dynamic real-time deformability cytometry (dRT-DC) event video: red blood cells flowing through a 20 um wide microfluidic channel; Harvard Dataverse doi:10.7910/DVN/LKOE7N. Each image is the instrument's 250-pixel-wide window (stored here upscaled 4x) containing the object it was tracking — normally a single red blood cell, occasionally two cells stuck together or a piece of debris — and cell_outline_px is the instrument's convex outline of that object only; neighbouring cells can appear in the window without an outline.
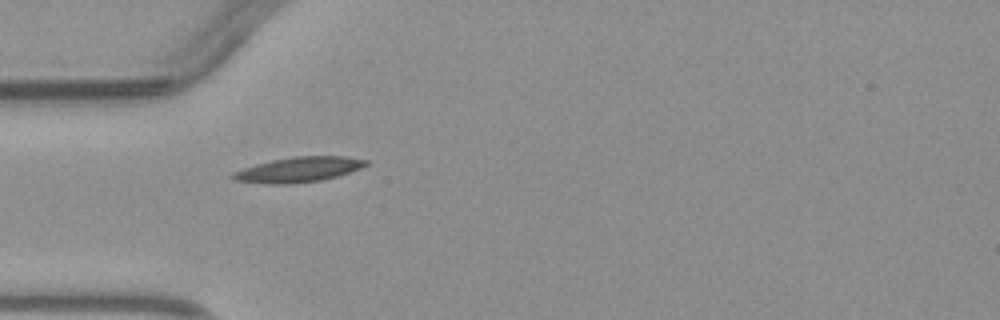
{"species": "common noctule bat (a hibernating species)", "species_latin": "Nyctalus noctula", "temperature_condition": "warm", "stored_images_in_passage": 5, "camera_frame_rate_fps": 3000, "um_per_image_px": 0.085, "animal": {"sex": "male", "body_mass_g": 23.1, "forearm_length_mm": 52.7}, "frame": {"image": 1, "passage_image": 3, "time_ms": 3.0, "image_size_px": [1000, 320], "cell_outline_px": [[368, 164], [360, 168], [336, 176], [320, 180], [292, 184], [264, 184], [236, 180], [228, 176], [232, 172], [256, 164], [272, 160], [292, 156], [344, 156], [368, 160]], "centroid_in_image_um": [25.33, 14.41], "position_along_channel_um": 59.7, "area_um2": 19.42}}
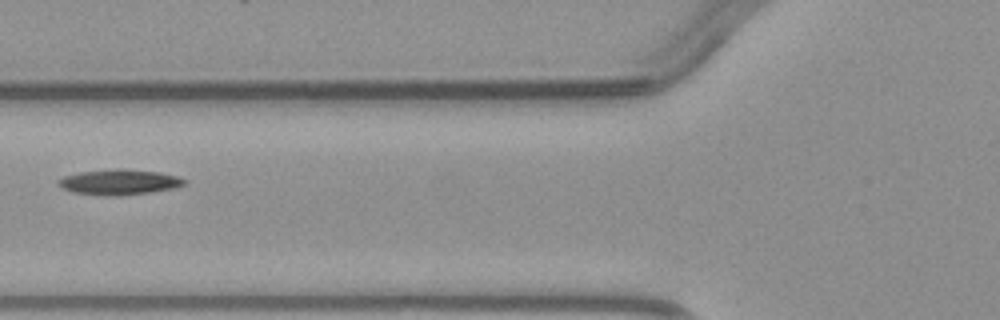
{"frame": {"image": 2, "passage_image": 4, "time_ms": 4.333, "image_size_px": [1000, 320], "cell_outline_px": [[184, 184], [172, 188], [152, 192], [116, 196], [108, 196], [72, 192], [56, 184], [56, 180], [64, 176], [80, 172], [160, 172], [176, 176], [184, 180]], "centroid_in_image_um": [10.07, 15.54], "position_along_channel_um": 115.7, "area_um2": 17.34}}
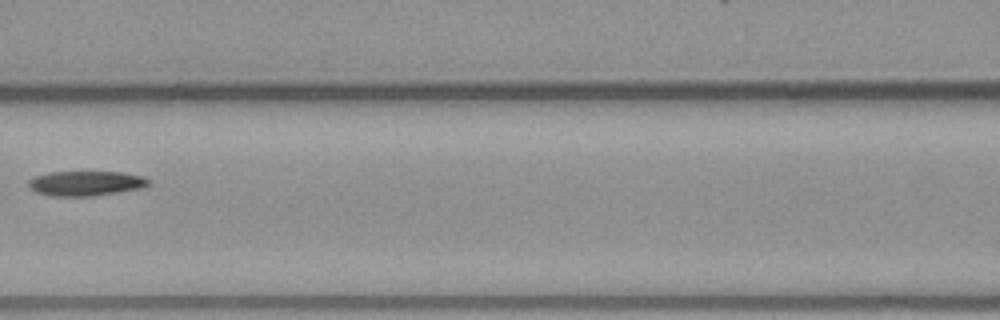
{"frame": {"image": 3, "passage_image": 5, "time_ms": 5.333, "image_size_px": [1000, 320], "cell_outline_px": [[152, 184], [140, 188], [120, 192], [92, 196], [52, 196], [36, 192], [28, 188], [28, 180], [36, 176], [48, 172], [120, 172], [144, 176]], "centroid_in_image_um": [7.28, 15.58], "position_along_channel_um": 159.3, "area_um2": 17.46}}